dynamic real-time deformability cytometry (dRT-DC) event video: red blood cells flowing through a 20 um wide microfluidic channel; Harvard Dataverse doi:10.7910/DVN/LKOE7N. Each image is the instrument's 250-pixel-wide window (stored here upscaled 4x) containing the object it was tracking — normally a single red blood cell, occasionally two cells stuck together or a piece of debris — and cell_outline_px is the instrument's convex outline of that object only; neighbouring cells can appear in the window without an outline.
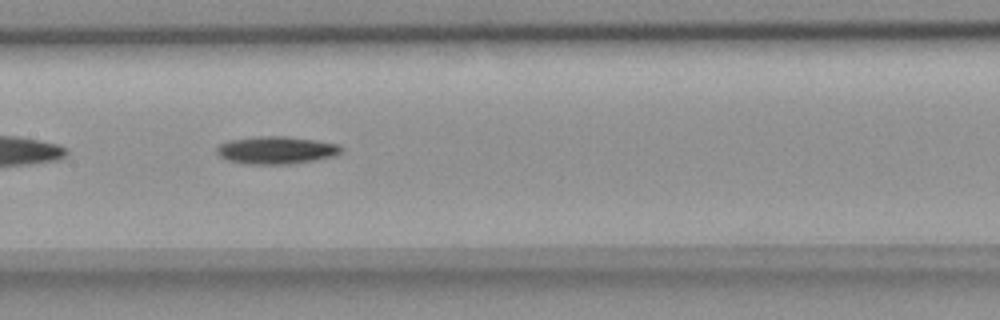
{"species": "common noctule bat (a hibernating species)", "species_latin": "Nyctalus noctula", "temperature_condition": "room temperature", "stored_images_in_passage": 40, "camera_frame_rate_fps": 3000, "um_per_image_px": 0.085, "animal": {"sex": "female", "body_mass_g": 18.4}, "frame": {"image": 1, "passage_image": 12, "time_ms": 3.667, "image_size_px": [1000, 320], "cell_outline_px": [[344, 148], [336, 156], [292, 164], [244, 164], [228, 160], [220, 156], [216, 152], [216, 148], [220, 144], [228, 140], [260, 136], [284, 136], [316, 140], [340, 144]], "centroid_in_image_um": [23.5, 12.76], "position_along_channel_um": 183.9, "area_um2": 20.17}}
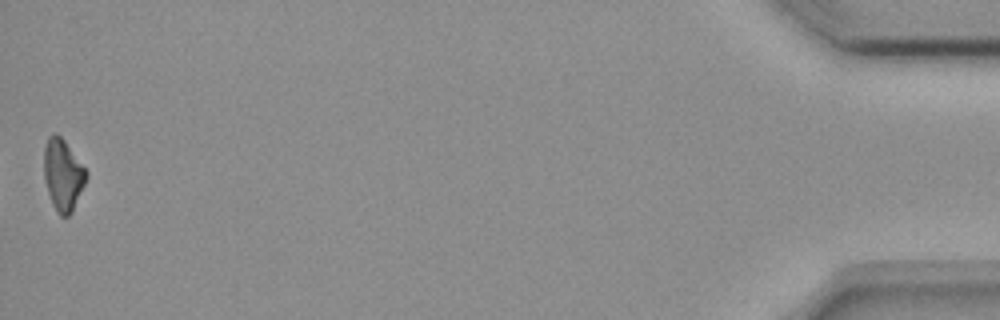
{"frame": {"image": 2, "passage_image": 40, "time_ms": 13.0, "image_size_px": [1000, 320], "cell_outline_px": [[88, 176], [72, 212], [68, 216], [60, 216], [56, 212], [52, 204], [48, 192], [44, 176], [44, 148], [48, 136], [56, 132], [64, 140], [88, 172]], "centroid_in_image_um": [5.34, 14.86], "position_along_channel_um": 429.9, "area_um2": 17.57}, "authors_computed_cell_mechanics": {"area_um2": 18.8717, "velocity_mm_per_s": 3.6589, "shape_relaxation_time_tau1_ms": 6.0982, "shape_relaxation_time_tau2_ms": null, "deformation_change_tau1": 0.1515, "deformation_change_tau2": null}}